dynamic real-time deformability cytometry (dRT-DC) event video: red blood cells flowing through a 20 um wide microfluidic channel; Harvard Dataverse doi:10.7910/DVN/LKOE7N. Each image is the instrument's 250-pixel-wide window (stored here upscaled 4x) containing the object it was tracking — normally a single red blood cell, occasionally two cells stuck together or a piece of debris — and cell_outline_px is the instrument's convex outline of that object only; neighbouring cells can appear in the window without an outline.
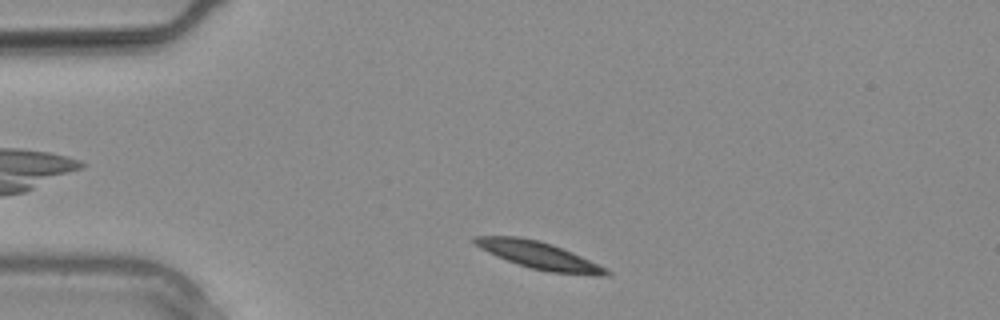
{"species": "common noctule bat (a hibernating species)", "species_latin": "Nyctalus noctula", "temperature_condition": "warm", "stored_images_in_passage": 7, "camera_frame_rate_fps": 3000, "um_per_image_px": 0.085, "animal": {"sex": "male", "body_mass_g": 20.4}, "frame": {"image": 1, "passage_image": 1, "time_ms": 0.0, "image_size_px": [1000, 320], "cell_outline_px": [[612, 272], [608, 276], [592, 276], [552, 272], [532, 268], [496, 256], [480, 248], [472, 240], [472, 236], [516, 236], [540, 240], [552, 244], [572, 252], [608, 268]], "centroid_in_image_um": [45.88, 21.71], "position_along_channel_um": 39.1, "area_um2": 20.87}}
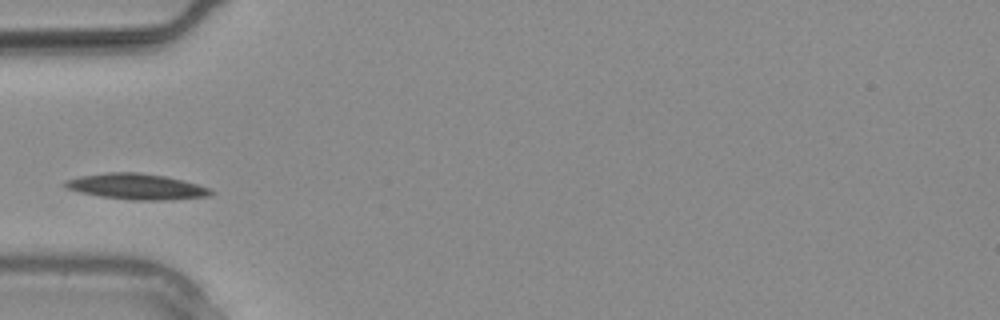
{"frame": {"image": 2, "passage_image": 4, "time_ms": 1.0, "image_size_px": [1000, 320], "cell_outline_px": [[216, 192], [208, 196], [168, 200], [132, 200], [100, 196], [80, 192], [68, 188], [64, 184], [64, 180], [80, 176], [108, 172], [136, 172], [164, 176], [196, 184], [208, 188]], "centroid_in_image_um": [11.59, 15.86], "position_along_channel_um": 73.4, "area_um2": 21.62}}